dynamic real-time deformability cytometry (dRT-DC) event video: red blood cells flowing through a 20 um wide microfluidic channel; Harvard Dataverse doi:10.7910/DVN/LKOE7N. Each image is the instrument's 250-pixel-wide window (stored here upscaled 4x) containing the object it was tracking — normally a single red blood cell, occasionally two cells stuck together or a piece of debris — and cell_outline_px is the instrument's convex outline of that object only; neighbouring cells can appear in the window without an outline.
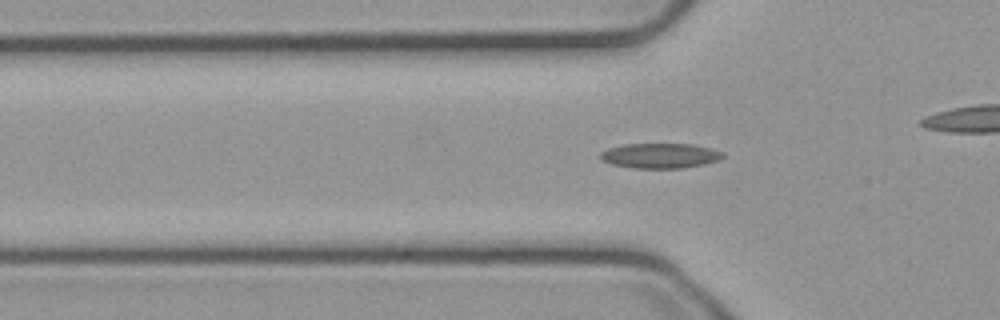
{"species": "common noctule bat (a hibernating species)", "species_latin": "Nyctalus noctula", "temperature_condition": "cold", "stored_images_in_passage": 34, "camera_frame_rate_fps": 3000, "um_per_image_px": 0.085, "animal": {"sex": "male", "body_mass_g": 23.1, "forearm_length_mm": 52.7}, "frame": {"image": 1, "passage_image": 2, "time_ms": 0.333, "image_size_px": [1000, 320], "cell_outline_px": [[724, 156], [716, 160], [704, 164], [680, 168], [632, 168], [612, 164], [600, 160], [600, 152], [608, 148], [624, 144], [692, 144], [712, 148], [724, 152]], "centroid_in_image_um": [56.08, 13.23], "position_along_channel_um": 69.7, "area_um2": 17.86}}
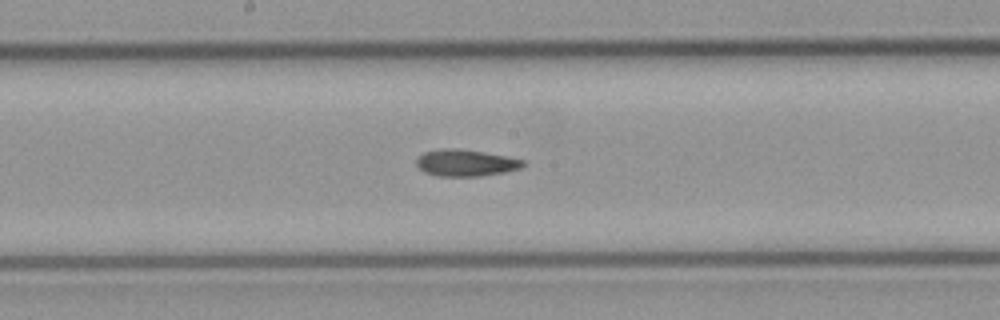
{"frame": {"image": 2, "passage_image": 13, "time_ms": 4.0, "image_size_px": [1000, 320], "cell_outline_px": [[524, 164], [520, 168], [504, 172], [480, 176], [436, 176], [424, 172], [416, 164], [416, 160], [424, 152], [444, 148], [452, 148], [480, 152], [504, 156], [524, 160]], "centroid_in_image_um": [39.54, 13.86], "position_along_channel_um": 208.7, "area_um2": 16.24}}
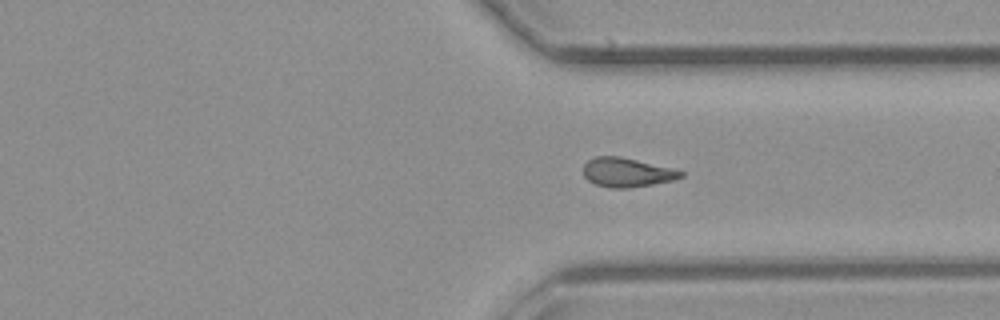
{"frame": {"image": 3, "passage_image": 25, "time_ms": 8.0, "image_size_px": [1000, 320], "cell_outline_px": [[684, 176], [676, 180], [628, 188], [612, 188], [596, 184], [588, 180], [584, 176], [584, 164], [588, 160], [596, 156], [620, 156], [672, 168], [684, 172]], "centroid_in_image_um": [53.31, 14.65], "position_along_channel_um": 358.1, "area_um2": 16.53}}